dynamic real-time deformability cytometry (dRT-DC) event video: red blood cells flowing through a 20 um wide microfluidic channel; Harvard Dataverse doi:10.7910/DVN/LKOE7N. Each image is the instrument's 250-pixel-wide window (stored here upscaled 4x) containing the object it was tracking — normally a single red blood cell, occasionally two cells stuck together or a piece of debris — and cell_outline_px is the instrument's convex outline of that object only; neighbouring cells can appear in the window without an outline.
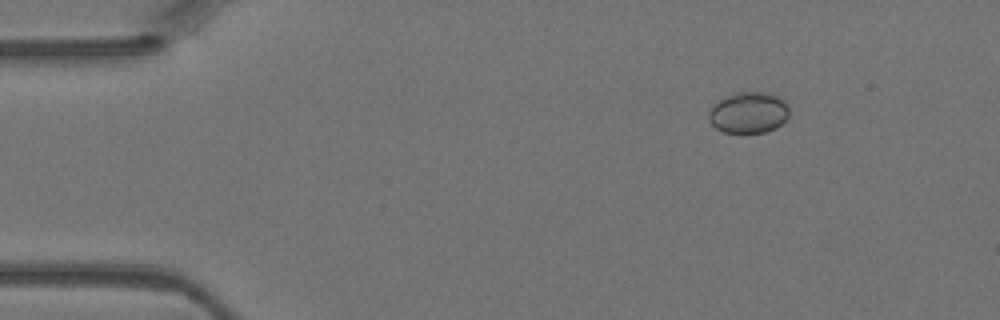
{"species": "Egyptian fruit bat (a non-hibernating species)", "species_latin": "Rousettus aegyptiacus", "temperature_condition": "warm", "stored_images_in_passage": 3, "camera_frame_rate_fps": 3000, "um_per_image_px": 0.085, "animal": {"sex": "female"}, "frame": {"image": 1, "passage_image": 3, "time_ms": 0.667, "image_size_px": [1000, 320], "cell_outline_px": [[788, 116], [776, 128], [764, 132], [724, 132], [716, 128], [708, 120], [708, 112], [712, 104], [728, 96], [740, 92], [760, 92], [776, 96], [784, 100], [788, 108]], "centroid_in_image_um": [63.6, 9.58], "position_along_channel_um": 21.4, "area_um2": 19.02}}